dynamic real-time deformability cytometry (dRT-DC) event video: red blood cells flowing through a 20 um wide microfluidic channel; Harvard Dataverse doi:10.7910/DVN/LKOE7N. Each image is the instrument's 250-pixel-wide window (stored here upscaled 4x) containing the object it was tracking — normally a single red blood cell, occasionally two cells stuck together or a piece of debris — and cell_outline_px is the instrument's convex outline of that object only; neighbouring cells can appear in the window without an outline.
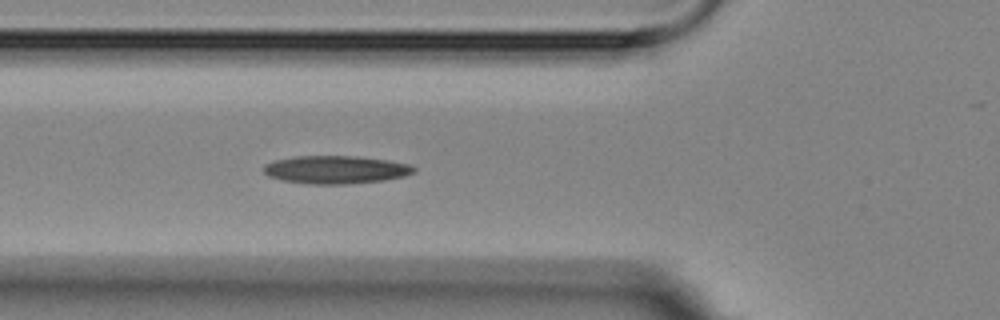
{"species": "Egyptian fruit bat (a non-hibernating species)", "species_latin": "Rousettus aegyptiacus", "temperature_condition": "room temperature", "stored_images_in_passage": 4, "camera_frame_rate_fps": 3000, "um_per_image_px": 0.085, "animal": {"sex": "female"}, "frame": {"image": 1, "passage_image": 4, "time_ms": 4.333, "image_size_px": [1000, 320], "cell_outline_px": [[416, 172], [404, 176], [384, 180], [344, 184], [308, 184], [284, 180], [268, 176], [264, 172], [264, 164], [272, 160], [296, 156], [356, 156], [388, 160], [408, 164], [416, 168]], "centroid_in_image_um": [28.53, 14.41], "position_along_channel_um": 97.3, "area_um2": 24.51}}